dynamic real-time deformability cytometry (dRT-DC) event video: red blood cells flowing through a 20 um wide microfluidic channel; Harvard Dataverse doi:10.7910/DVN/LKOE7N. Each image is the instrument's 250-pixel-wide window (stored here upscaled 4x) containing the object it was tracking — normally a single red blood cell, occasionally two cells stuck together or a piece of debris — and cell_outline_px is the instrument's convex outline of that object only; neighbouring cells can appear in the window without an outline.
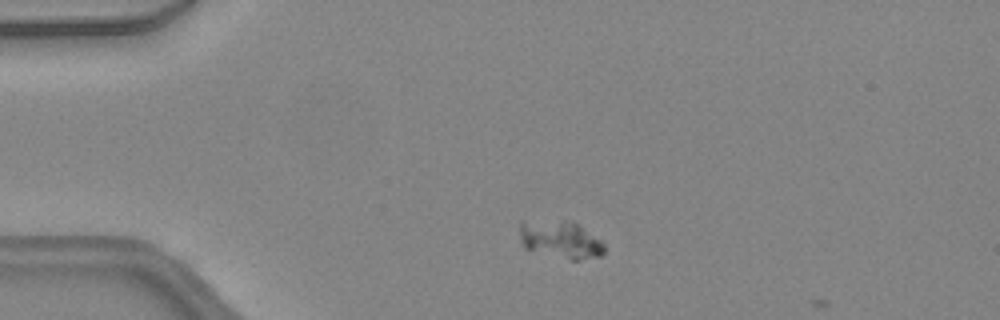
{"species": "common noctule bat (a hibernating species)", "species_latin": "Nyctalus noctula", "temperature_condition": "warm", "stored_images_in_passage": 6, "camera_frame_rate_fps": 3000, "um_per_image_px": 0.085, "animal": {"sex": "female", "body_mass_g": 24.6, "forearm_length_mm": 56.2}, "frame": {"image": 1, "passage_image": 5, "time_ms": 1.333, "image_size_px": [1000, 320], "cell_outline_px": [[604, 252], [600, 256], [580, 260], [572, 260], [524, 248], [520, 240], [520, 220], [564, 220], [576, 224], [600, 240], [604, 244]], "centroid_in_image_um": [47.59, 20.35], "position_along_channel_um": 37.4, "area_um2": 18.38}}